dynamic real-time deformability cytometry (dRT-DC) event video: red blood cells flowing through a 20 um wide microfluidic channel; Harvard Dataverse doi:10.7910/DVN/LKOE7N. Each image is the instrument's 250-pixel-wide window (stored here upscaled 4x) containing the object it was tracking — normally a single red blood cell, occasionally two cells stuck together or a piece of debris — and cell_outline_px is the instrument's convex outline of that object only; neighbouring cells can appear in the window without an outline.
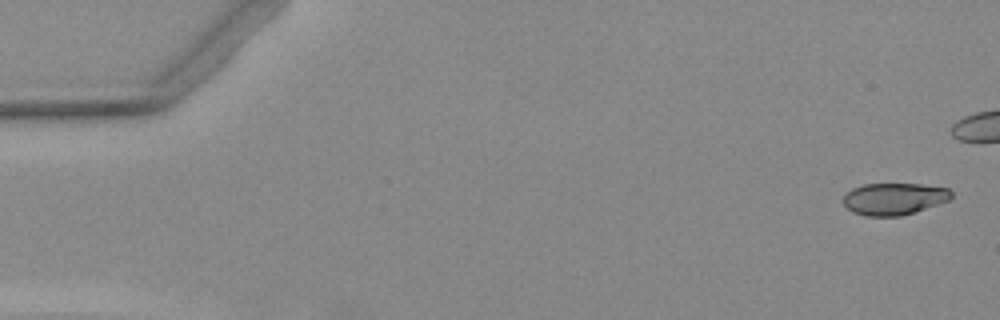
{"species": "Egyptian fruit bat (a non-hibernating species)", "species_latin": "Rousettus aegyptiacus", "temperature_condition": "warm", "stored_images_in_passage": 7, "camera_frame_rate_fps": 3000, "um_per_image_px": 0.085, "animal": {"sex": "female"}, "frame": {"image": 1, "passage_image": 1, "time_ms": 0.0, "image_size_px": [1000, 320], "cell_outline_px": [[952, 196], [948, 200], [900, 216], [864, 216], [852, 212], [844, 204], [844, 192], [852, 188], [864, 184], [920, 184], [948, 188], [952, 192]], "centroid_in_image_um": [75.94, 16.89], "position_along_channel_um": 9.1, "area_um2": 19.94}}
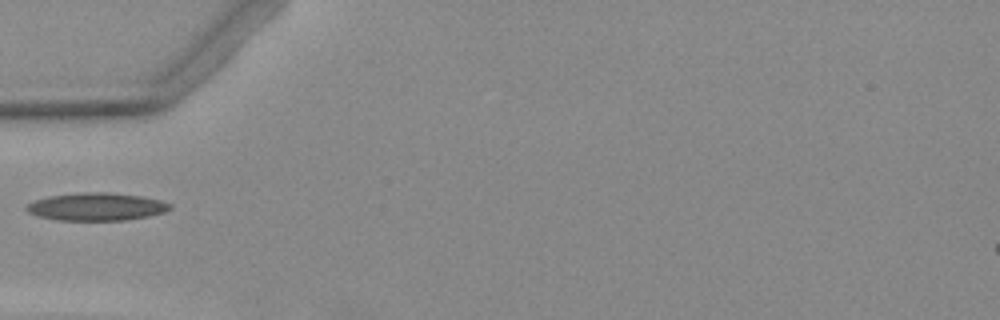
{"frame": {"image": 2, "passage_image": 6, "time_ms": 7.0, "image_size_px": [1000, 320], "cell_outline_px": [[172, 208], [164, 212], [148, 216], [124, 220], [56, 220], [36, 216], [28, 212], [24, 208], [32, 200], [48, 196], [76, 192], [112, 192], [140, 196], [160, 200], [172, 204]], "centroid_in_image_um": [8.15, 17.56], "position_along_channel_um": 76.8, "area_um2": 23.47}}
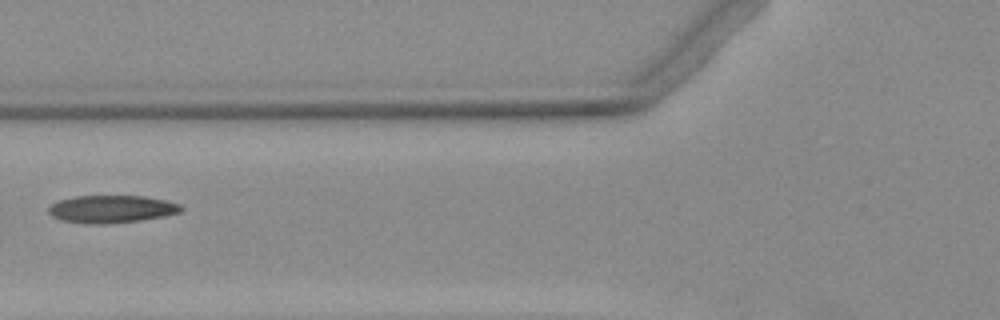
{"frame": {"image": 3, "passage_image": 7, "time_ms": 8.0, "image_size_px": [1000, 320], "cell_outline_px": [[184, 208], [180, 212], [164, 216], [140, 220], [104, 224], [88, 224], [60, 220], [52, 216], [48, 212], [48, 208], [56, 200], [76, 196], [144, 196], [164, 200], [180, 204]], "centroid_in_image_um": [9.45, 17.77], "position_along_channel_um": 116.4, "area_um2": 21.33}}